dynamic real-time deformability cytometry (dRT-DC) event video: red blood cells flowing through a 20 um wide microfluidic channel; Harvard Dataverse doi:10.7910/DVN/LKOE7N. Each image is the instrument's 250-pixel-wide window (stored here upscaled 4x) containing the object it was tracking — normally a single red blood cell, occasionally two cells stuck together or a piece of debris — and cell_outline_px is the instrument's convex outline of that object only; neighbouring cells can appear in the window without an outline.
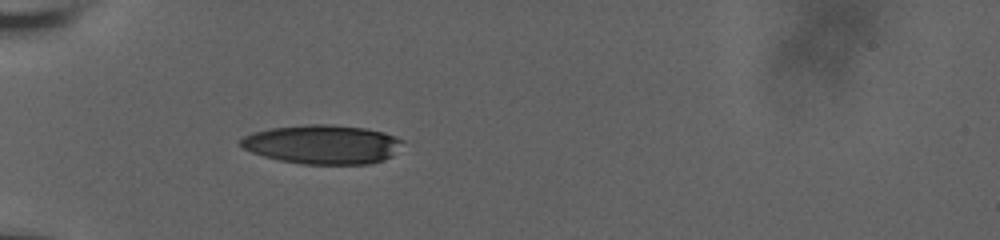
{"species": "human", "species_latin": "Homo sapiens", "temperature_condition": "room temperature", "stored_images_in_passage": 30, "camera_frame_rate_fps": 3000, "um_per_image_px": 0.085, "donor": {"sex": "male"}, "frame": {"image": 1, "passage_image": 10, "time_ms": 3.0, "image_size_px": [1000, 240], "cell_outline_px": [[404, 140], [392, 156], [384, 160], [368, 164], [300, 164], [280, 160], [264, 156], [252, 152], [244, 148], [240, 144], [240, 140], [244, 136], [256, 132], [272, 128], [308, 124], [328, 124], [364, 128], [384, 132], [396, 136]], "centroid_in_image_um": [27.44, 12.28], "position_along_channel_um": 57.6, "area_um2": 36.7}}
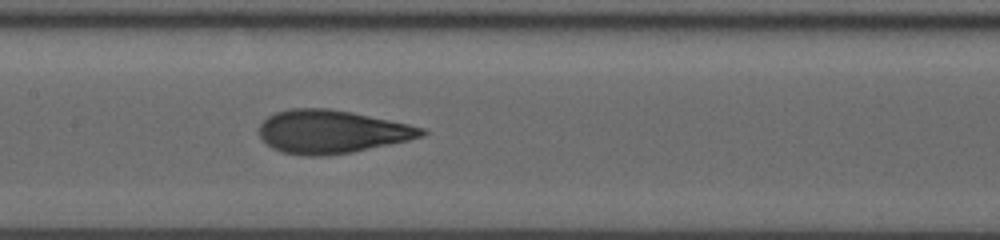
{"frame": {"image": 2, "passage_image": 20, "time_ms": 6.333, "image_size_px": [1000, 240], "cell_outline_px": [[428, 132], [424, 136], [408, 140], [352, 152], [328, 156], [300, 156], [280, 152], [272, 148], [260, 136], [260, 124], [268, 116], [276, 112], [292, 108], [328, 108], [352, 112], [408, 124], [424, 128]], "centroid_in_image_um": [28.18, 11.2], "position_along_channel_um": 179.2, "area_um2": 40.92}}
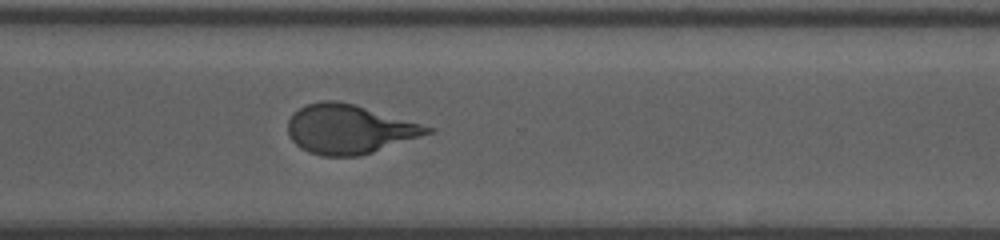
{"frame": {"image": 3, "passage_image": 30, "time_ms": 9.667, "image_size_px": [1000, 240], "cell_outline_px": [[436, 128], [432, 132], [372, 152], [356, 156], [324, 156], [308, 152], [300, 148], [288, 136], [288, 120], [292, 112], [308, 104], [320, 100], [336, 100], [352, 104]], "centroid_in_image_um": [29.62, 10.97], "position_along_channel_um": 341.0, "area_um2": 39.54}}